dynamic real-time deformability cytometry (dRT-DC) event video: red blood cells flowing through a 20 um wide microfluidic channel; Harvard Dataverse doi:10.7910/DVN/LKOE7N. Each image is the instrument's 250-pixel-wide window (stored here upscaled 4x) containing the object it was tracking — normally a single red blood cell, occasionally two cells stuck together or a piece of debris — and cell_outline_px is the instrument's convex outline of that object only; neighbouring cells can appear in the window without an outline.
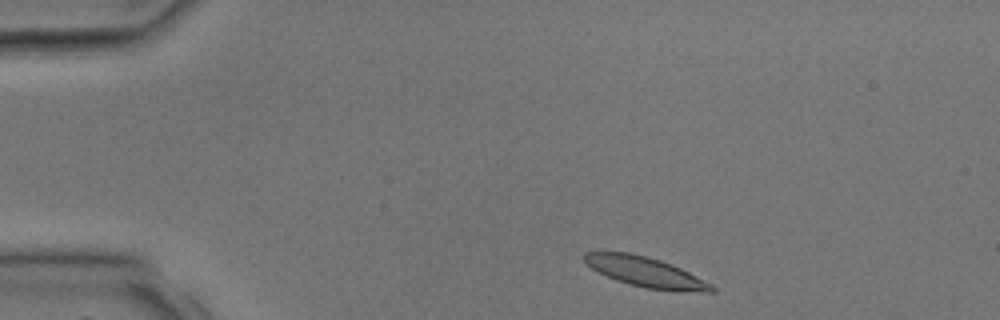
{"species": "common noctule bat (a hibernating species)", "species_latin": "Nyctalus noctula", "temperature_condition": "room temperature", "stored_images_in_passage": 2, "camera_frame_rate_fps": 3000, "um_per_image_px": 0.085, "animal": {"sex": "male", "body_mass_g": 17.9, "forearm_length_mm": 54.2}, "frame": {"image": 1, "passage_image": 1, "time_ms": 0.0, "image_size_px": [1000, 320], "cell_outline_px": [[716, 292], [676, 292], [648, 288], [628, 284], [616, 280], [592, 268], [580, 256], [584, 252], [628, 252], [660, 260], [672, 264], [712, 284], [716, 288]], "centroid_in_image_um": [54.91, 23.14], "position_along_channel_um": 30.1, "area_um2": 22.25}}